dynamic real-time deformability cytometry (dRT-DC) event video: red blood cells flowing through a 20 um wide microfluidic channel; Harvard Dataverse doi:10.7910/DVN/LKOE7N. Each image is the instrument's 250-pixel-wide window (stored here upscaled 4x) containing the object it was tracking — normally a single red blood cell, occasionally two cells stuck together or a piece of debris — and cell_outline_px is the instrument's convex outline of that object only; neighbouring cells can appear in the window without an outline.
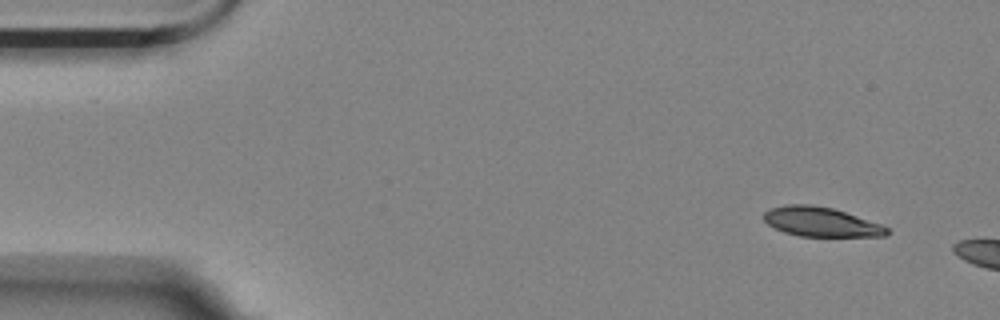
{"species": "Egyptian fruit bat (a non-hibernating species)", "species_latin": "Rousettus aegyptiacus", "temperature_condition": "room temperature", "stored_images_in_passage": 2, "camera_frame_rate_fps": 3000, "um_per_image_px": 0.085, "animal": {"sex": "female"}, "frame": {"image": 1, "passage_image": 1, "time_ms": 0.0, "image_size_px": [1000, 320], "cell_outline_px": [[892, 232], [884, 236], [800, 236], [784, 232], [768, 224], [764, 220], [764, 212], [772, 208], [788, 204], [812, 204], [832, 208], [880, 224], [888, 228]], "centroid_in_image_um": [69.78, 18.86], "position_along_channel_um": 15.2, "area_um2": 20.87}}